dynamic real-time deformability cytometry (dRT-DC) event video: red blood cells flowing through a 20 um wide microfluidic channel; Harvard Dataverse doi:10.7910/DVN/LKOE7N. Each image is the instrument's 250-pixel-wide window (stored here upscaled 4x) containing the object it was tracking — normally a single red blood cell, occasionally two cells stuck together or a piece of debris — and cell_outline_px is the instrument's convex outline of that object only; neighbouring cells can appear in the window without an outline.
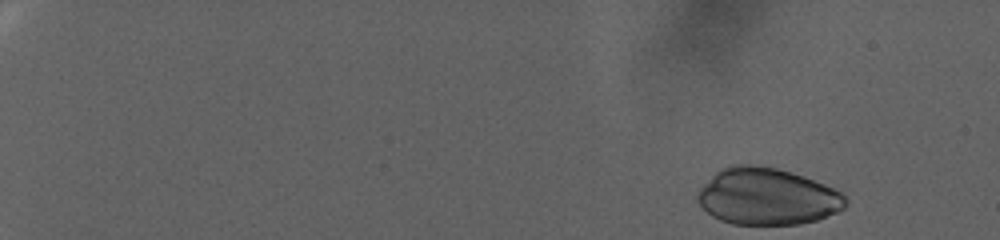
{"species": "human", "species_latin": "Homo sapiens", "temperature_condition": "warm", "stored_images_in_passage": 83, "camera_frame_rate_fps": 3000, "um_per_image_px": 0.085, "donor": {"sex": "female"}, "frame": {"image": 1, "passage_image": 1, "time_ms": 0.0, "image_size_px": [1000, 240], "cell_outline_px": [[848, 200], [844, 208], [836, 212], [816, 220], [800, 224], [732, 224], [720, 220], [712, 216], [696, 200], [696, 196], [700, 188], [720, 168], [728, 164], [756, 164], [776, 168], [792, 172], [804, 176], [824, 184], [840, 192]], "centroid_in_image_um": [65.19, 16.69], "position_along_channel_um": 19.8, "area_um2": 49.01}}
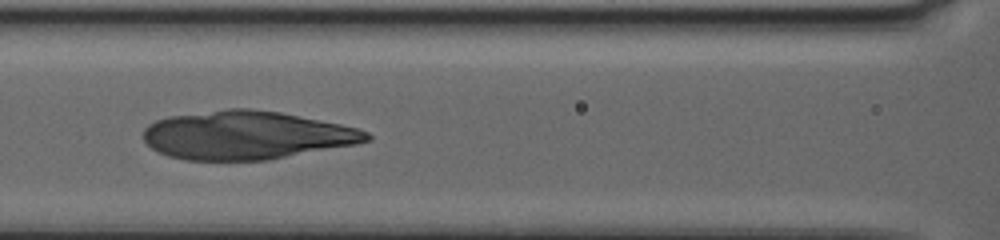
{"frame": {"image": 2, "passage_image": 43, "time_ms": 14.0, "image_size_px": [1000, 240], "cell_outline_px": [[372, 140], [356, 144], [268, 160], [184, 160], [168, 156], [152, 148], [144, 140], [144, 128], [148, 124], [156, 120], [168, 116], [228, 108], [252, 108], [280, 112], [340, 124], [356, 128], [368, 132], [372, 136]], "centroid_in_image_um": [20.94, 11.49], "position_along_channel_um": 145.7, "area_um2": 63.0}}
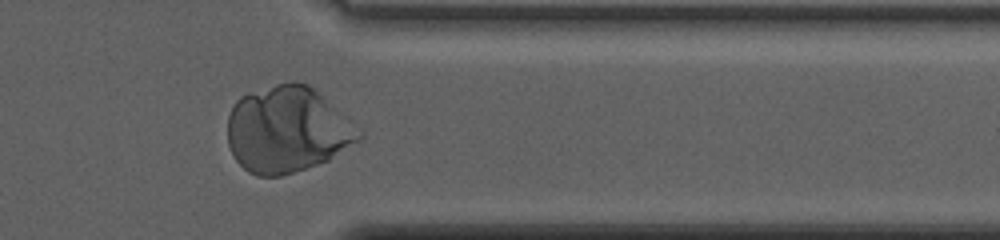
{"frame": {"image": 3, "passage_image": 75, "time_ms": 24.667, "image_size_px": [1000, 240], "cell_outline_px": [[364, 136], [360, 140], [328, 160], [280, 176], [256, 176], [248, 172], [236, 160], [228, 144], [228, 116], [236, 100], [240, 96], [248, 92], [276, 84], [292, 80], [296, 80], [308, 84], [316, 88]], "centroid_in_image_um": [24.39, 10.99], "position_along_channel_um": 387.0, "area_um2": 65.66}}